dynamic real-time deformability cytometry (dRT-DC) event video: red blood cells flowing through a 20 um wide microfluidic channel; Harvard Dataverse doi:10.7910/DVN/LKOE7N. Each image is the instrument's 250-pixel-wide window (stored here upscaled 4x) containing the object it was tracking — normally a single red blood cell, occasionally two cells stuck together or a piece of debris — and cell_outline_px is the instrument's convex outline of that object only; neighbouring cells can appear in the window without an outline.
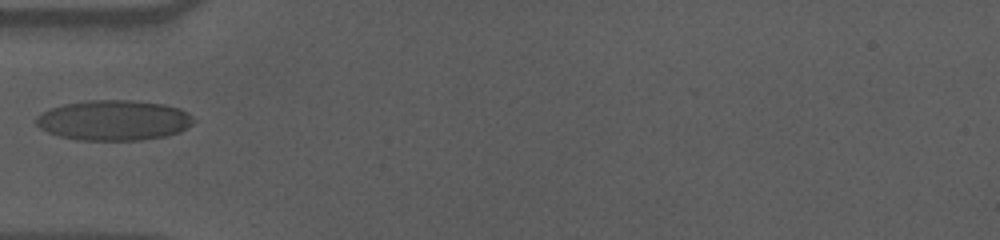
{"species": "human", "species_latin": "Homo sapiens", "temperature_condition": "cold", "stored_images_in_passage": 39, "camera_frame_rate_fps": 3000, "um_per_image_px": 0.085, "donor": {"sex": "male"}, "frame": {"image": 1, "passage_image": 1, "time_ms": 0.0, "image_size_px": [1000, 240], "cell_outline_px": [[196, 120], [192, 124], [180, 132], [164, 136], [144, 140], [76, 140], [60, 136], [48, 132], [40, 128], [36, 124], [36, 116], [52, 108], [64, 104], [84, 100], [132, 100], [164, 104], [180, 108], [188, 112]], "centroid_in_image_um": [9.7, 10.22], "position_along_channel_um": 75.3, "area_um2": 37.11}}
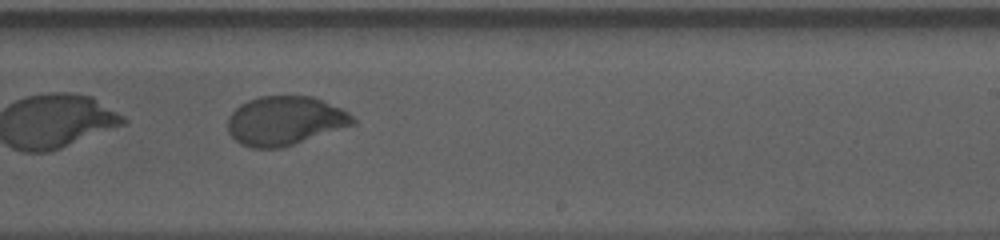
{"frame": {"image": 2, "passage_image": 17, "time_ms": 5.333, "image_size_px": [1000, 240], "cell_outline_px": [[356, 124], [284, 148], [252, 148], [240, 144], [228, 132], [228, 116], [240, 104], [248, 100], [260, 96], [312, 96], [340, 108], [348, 112], [356, 120]], "centroid_in_image_um": [24.22, 10.28], "position_along_channel_um": 264.8, "area_um2": 35.89}}
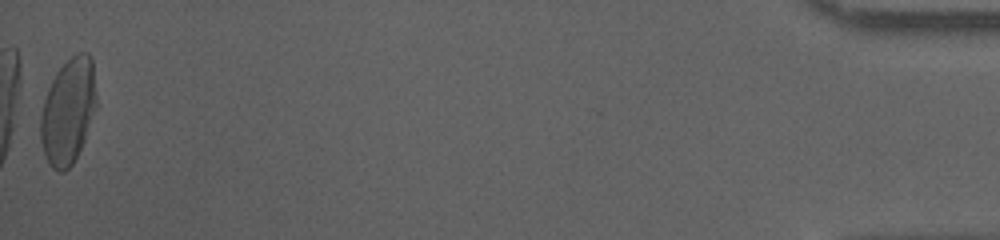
{"frame": {"image": 3, "passage_image": 39, "time_ms": 12.667, "image_size_px": [1000, 240], "cell_outline_px": [[96, 108], [84, 140], [72, 164], [64, 172], [60, 172], [52, 168], [48, 164], [40, 140], [40, 116], [44, 100], [48, 88], [56, 72], [76, 52], [88, 52], [92, 56], [96, 96]], "centroid_in_image_um": [5.79, 9.44], "position_along_channel_um": 429.4, "area_um2": 34.33}}